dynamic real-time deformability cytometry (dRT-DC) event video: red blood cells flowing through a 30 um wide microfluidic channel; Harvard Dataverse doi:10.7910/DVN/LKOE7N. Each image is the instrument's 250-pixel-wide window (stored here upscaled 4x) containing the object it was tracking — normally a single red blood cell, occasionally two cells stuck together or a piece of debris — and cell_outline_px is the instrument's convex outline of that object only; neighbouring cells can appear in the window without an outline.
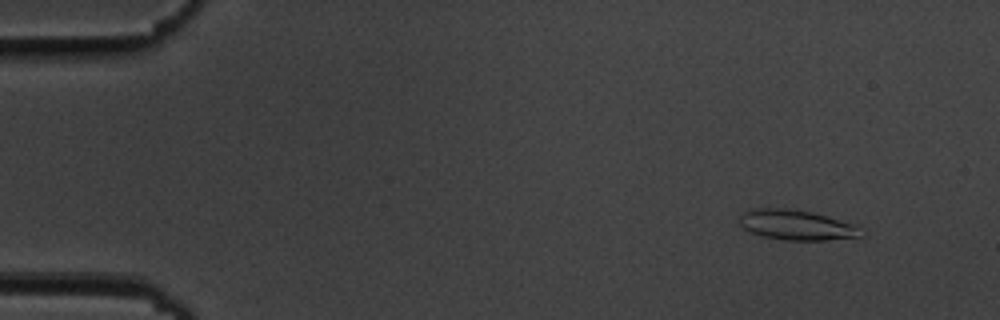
{"species": "common noctule bat (a hibernating species)", "species_latin": "Nyctalus noctula", "temperature_condition": "cold", "stored_images_in_passage": 50, "camera_frame_rate_fps": 3000, "um_per_image_px": 0.085, "animal": {"sex": "male", "body_mass_g": 19.5, "forearm_length_mm": 54.6}, "frame": {"image": 1, "passage_image": 1, "time_ms": 0.0, "image_size_px": [1000, 320], "cell_outline_px": [[864, 236], [824, 240], [784, 240], [764, 236], [752, 232], [744, 228], [740, 224], [740, 216], [744, 212], [752, 208], [788, 208], [812, 212], [852, 224]], "centroid_in_image_um": [67.64, 19.12], "position_along_channel_um": 17.4, "area_um2": 20.87}}
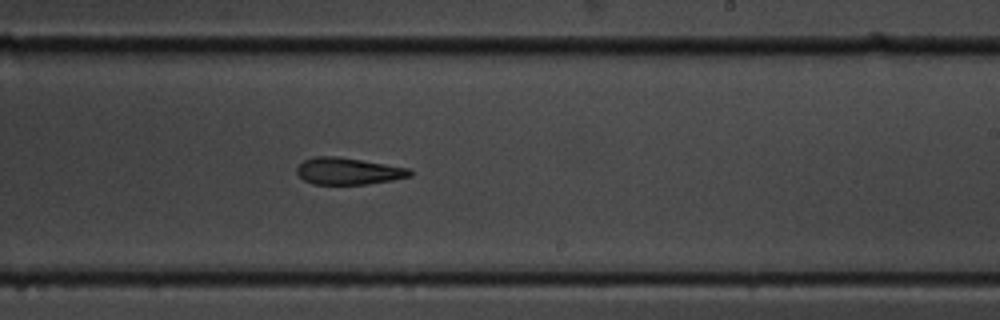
{"frame": {"image": 2, "passage_image": 29, "time_ms": 9.333, "image_size_px": [1000, 320], "cell_outline_px": [[412, 176], [392, 180], [368, 184], [312, 184], [304, 180], [296, 172], [296, 168], [304, 160], [316, 156], [336, 156], [408, 168], [412, 172]], "centroid_in_image_um": [29.58, 14.55], "position_along_channel_um": 259.4, "area_um2": 17.51}}
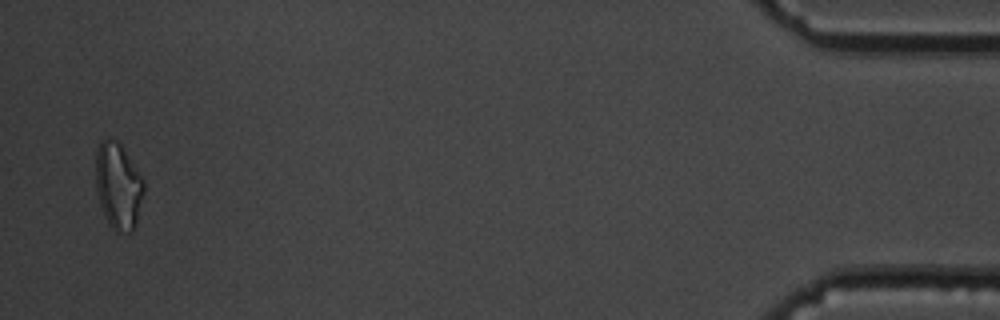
{"frame": {"image": 3, "passage_image": 49, "time_ms": 16.0, "image_size_px": [1000, 320], "cell_outline_px": [[144, 192], [136, 224], [132, 232], [116, 232], [108, 224], [104, 216], [100, 204], [96, 188], [96, 148], [108, 136], [120, 140], [144, 180]], "centroid_in_image_um": [10.06, 15.77], "position_along_channel_um": 425.1, "area_um2": 24.68}, "authors_computed_cell_mechanics": {"area_um2": 19.1607, "velocity_mm_per_s": 3.6926, "shape_relaxation_time_tau1_ms": 4.8055, "shape_relaxation_time_tau2_ms": 8.3725, "deformation_change_tau1": 0.1404, "deformation_change_tau2": 0.2084}}